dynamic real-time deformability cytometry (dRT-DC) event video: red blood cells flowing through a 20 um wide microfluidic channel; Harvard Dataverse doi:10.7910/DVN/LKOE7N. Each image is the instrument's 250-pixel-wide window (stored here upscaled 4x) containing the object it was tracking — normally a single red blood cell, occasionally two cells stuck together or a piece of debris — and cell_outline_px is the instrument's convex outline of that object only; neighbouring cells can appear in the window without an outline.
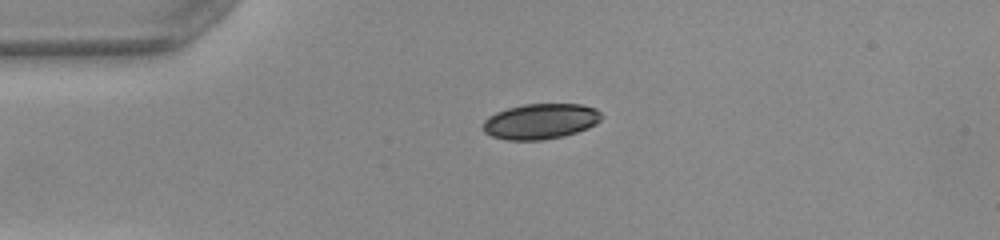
{"species": "common noctule bat (a hibernating species)", "species_latin": "Nyctalus noctula", "temperature_condition": "warm", "stored_images_in_passage": 40, "camera_frame_rate_fps": 3000, "um_per_image_px": 0.085, "animal": {"sex": "female", "body_mass_g": 22.0, "forearm_length_mm": 56.7}, "frame": {"image": 1, "passage_image": 1, "time_ms": 0.0, "image_size_px": [1000, 240], "cell_outline_px": [[604, 116], [596, 124], [588, 128], [576, 132], [560, 136], [540, 140], [508, 140], [492, 136], [484, 132], [480, 128], [484, 120], [488, 116], [496, 112], [508, 108], [524, 104], [580, 104], [596, 108]], "centroid_in_image_um": [45.92, 10.3], "position_along_channel_um": 39.1, "area_um2": 24.57}}
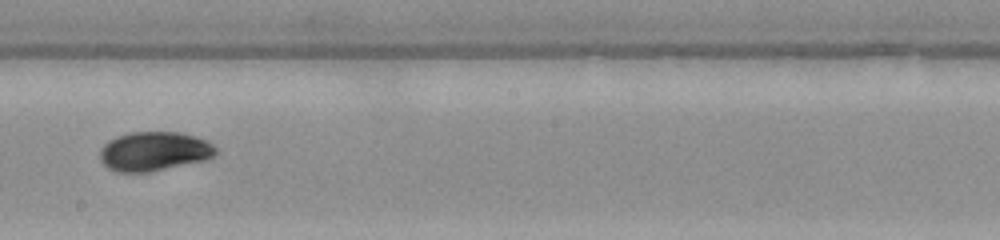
{"frame": {"image": 2, "passage_image": 18, "time_ms": 5.667, "image_size_px": [1000, 240], "cell_outline_px": [[216, 156], [208, 160], [148, 172], [116, 172], [108, 168], [100, 160], [100, 148], [108, 140], [116, 136], [132, 132], [180, 132], [196, 136], [208, 140], [216, 148]], "centroid_in_image_um": [13.12, 12.86], "position_along_channel_um": 235.1, "area_um2": 26.82}}
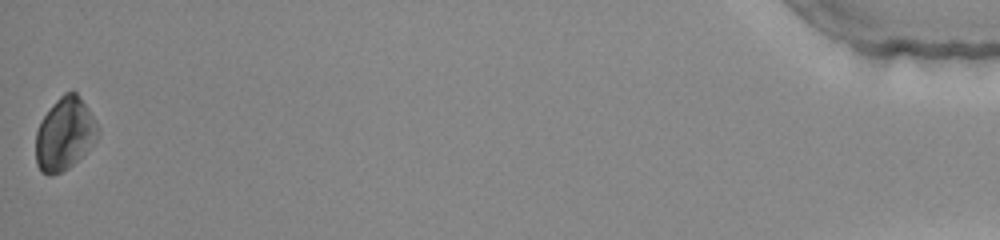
{"frame": {"image": 3, "passage_image": 40, "time_ms": 13.0, "image_size_px": [1000, 240], "cell_outline_px": [[100, 128], [96, 140], [68, 168], [52, 176], [48, 176], [40, 172], [36, 164], [36, 132], [40, 120], [52, 104], [64, 92], [72, 88], [76, 92], [88, 108]], "centroid_in_image_um": [5.47, 11.37], "position_along_channel_um": 429.7, "area_um2": 26.36}, "authors_computed_cell_mechanics": {"area_um2": 25.9233, "velocity_mm_per_s": 3.9993, "shape_relaxation_time_tau1_ms": 1.947, "shape_relaxation_time_tau2_ms": null, "deformation_change_tau1": 0.124, "deformation_change_tau2": null}}